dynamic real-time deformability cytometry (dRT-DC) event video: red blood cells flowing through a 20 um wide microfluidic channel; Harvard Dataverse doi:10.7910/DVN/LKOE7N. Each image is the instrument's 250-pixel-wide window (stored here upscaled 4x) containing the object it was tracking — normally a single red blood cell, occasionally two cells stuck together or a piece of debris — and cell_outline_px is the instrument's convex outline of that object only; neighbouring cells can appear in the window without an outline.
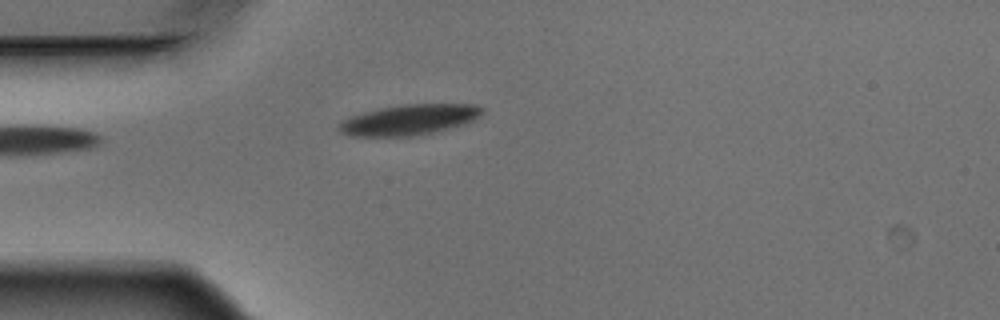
{"species": "Egyptian fruit bat (a non-hibernating species)", "species_latin": "Rousettus aegyptiacus", "temperature_condition": "warm", "stored_images_in_passage": 1, "camera_frame_rate_fps": 3000, "um_per_image_px": 0.085, "animal": {"sex": "male"}, "frame": {"image": 1, "passage_image": 1, "time_ms": 0.0, "image_size_px": [1000, 320], "cell_outline_px": [[484, 112], [480, 116], [464, 124], [432, 132], [412, 136], [352, 136], [340, 132], [336, 128], [344, 120], [352, 116], [364, 112], [380, 108], [404, 104], [476, 104], [484, 108]], "centroid_in_image_um": [34.8, 10.17], "position_along_channel_um": 50.2, "area_um2": 25.26}}